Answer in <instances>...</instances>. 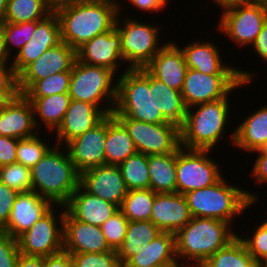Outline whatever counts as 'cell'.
<instances>
[{
	"instance_id": "cell-39",
	"label": "cell",
	"mask_w": 267,
	"mask_h": 267,
	"mask_svg": "<svg viewBox=\"0 0 267 267\" xmlns=\"http://www.w3.org/2000/svg\"><path fill=\"white\" fill-rule=\"evenodd\" d=\"M0 24L3 26L5 46L11 59V49H13V47H18L17 49L20 51L32 38L33 33L36 30V21H28L24 23L1 22Z\"/></svg>"
},
{
	"instance_id": "cell-11",
	"label": "cell",
	"mask_w": 267,
	"mask_h": 267,
	"mask_svg": "<svg viewBox=\"0 0 267 267\" xmlns=\"http://www.w3.org/2000/svg\"><path fill=\"white\" fill-rule=\"evenodd\" d=\"M127 129L137 152L147 156L173 153L180 146L179 128L172 123L151 124L116 117Z\"/></svg>"
},
{
	"instance_id": "cell-36",
	"label": "cell",
	"mask_w": 267,
	"mask_h": 267,
	"mask_svg": "<svg viewBox=\"0 0 267 267\" xmlns=\"http://www.w3.org/2000/svg\"><path fill=\"white\" fill-rule=\"evenodd\" d=\"M51 12L47 0H8L3 22L40 21Z\"/></svg>"
},
{
	"instance_id": "cell-6",
	"label": "cell",
	"mask_w": 267,
	"mask_h": 267,
	"mask_svg": "<svg viewBox=\"0 0 267 267\" xmlns=\"http://www.w3.org/2000/svg\"><path fill=\"white\" fill-rule=\"evenodd\" d=\"M116 81L115 117H127L151 124L169 123L155 106L154 88H149V72L145 68H127Z\"/></svg>"
},
{
	"instance_id": "cell-9",
	"label": "cell",
	"mask_w": 267,
	"mask_h": 267,
	"mask_svg": "<svg viewBox=\"0 0 267 267\" xmlns=\"http://www.w3.org/2000/svg\"><path fill=\"white\" fill-rule=\"evenodd\" d=\"M212 150L176 149V192L185 194L216 183L223 175L220 164L208 156ZM209 157V158H208Z\"/></svg>"
},
{
	"instance_id": "cell-54",
	"label": "cell",
	"mask_w": 267,
	"mask_h": 267,
	"mask_svg": "<svg viewBox=\"0 0 267 267\" xmlns=\"http://www.w3.org/2000/svg\"><path fill=\"white\" fill-rule=\"evenodd\" d=\"M90 0H47L48 6L51 11H56L59 8H62L71 4H78L82 2H87Z\"/></svg>"
},
{
	"instance_id": "cell-60",
	"label": "cell",
	"mask_w": 267,
	"mask_h": 267,
	"mask_svg": "<svg viewBox=\"0 0 267 267\" xmlns=\"http://www.w3.org/2000/svg\"><path fill=\"white\" fill-rule=\"evenodd\" d=\"M261 267H267V262L265 264H263Z\"/></svg>"
},
{
	"instance_id": "cell-19",
	"label": "cell",
	"mask_w": 267,
	"mask_h": 267,
	"mask_svg": "<svg viewBox=\"0 0 267 267\" xmlns=\"http://www.w3.org/2000/svg\"><path fill=\"white\" fill-rule=\"evenodd\" d=\"M63 250L69 253L113 251L99 226L75 219L66 209L63 219Z\"/></svg>"
},
{
	"instance_id": "cell-51",
	"label": "cell",
	"mask_w": 267,
	"mask_h": 267,
	"mask_svg": "<svg viewBox=\"0 0 267 267\" xmlns=\"http://www.w3.org/2000/svg\"><path fill=\"white\" fill-rule=\"evenodd\" d=\"M128 1L132 3L133 7H136L143 11H147L149 13L154 11L155 12L162 11V9H164L169 3L168 0H128Z\"/></svg>"
},
{
	"instance_id": "cell-12",
	"label": "cell",
	"mask_w": 267,
	"mask_h": 267,
	"mask_svg": "<svg viewBox=\"0 0 267 267\" xmlns=\"http://www.w3.org/2000/svg\"><path fill=\"white\" fill-rule=\"evenodd\" d=\"M61 209L59 218L55 215L58 211H55L53 207L29 230L17 238L20 253L45 257L63 250L65 206L62 205ZM57 219H60V221H57Z\"/></svg>"
},
{
	"instance_id": "cell-29",
	"label": "cell",
	"mask_w": 267,
	"mask_h": 267,
	"mask_svg": "<svg viewBox=\"0 0 267 267\" xmlns=\"http://www.w3.org/2000/svg\"><path fill=\"white\" fill-rule=\"evenodd\" d=\"M149 88H154V100L157 110H160L167 122L180 128L187 113V107L181 92L168 87L150 73Z\"/></svg>"
},
{
	"instance_id": "cell-50",
	"label": "cell",
	"mask_w": 267,
	"mask_h": 267,
	"mask_svg": "<svg viewBox=\"0 0 267 267\" xmlns=\"http://www.w3.org/2000/svg\"><path fill=\"white\" fill-rule=\"evenodd\" d=\"M44 267H73L71 253L62 250L44 257Z\"/></svg>"
},
{
	"instance_id": "cell-20",
	"label": "cell",
	"mask_w": 267,
	"mask_h": 267,
	"mask_svg": "<svg viewBox=\"0 0 267 267\" xmlns=\"http://www.w3.org/2000/svg\"><path fill=\"white\" fill-rule=\"evenodd\" d=\"M54 206L34 191L18 193L7 225L1 231L17 239Z\"/></svg>"
},
{
	"instance_id": "cell-17",
	"label": "cell",
	"mask_w": 267,
	"mask_h": 267,
	"mask_svg": "<svg viewBox=\"0 0 267 267\" xmlns=\"http://www.w3.org/2000/svg\"><path fill=\"white\" fill-rule=\"evenodd\" d=\"M200 42V43H199ZM194 41L180 48L185 56L187 68L196 70L207 75H239L242 82L249 84L253 80L251 71H244L235 67L226 65L221 59L219 47L210 40L201 43ZM226 65V66H225Z\"/></svg>"
},
{
	"instance_id": "cell-40",
	"label": "cell",
	"mask_w": 267,
	"mask_h": 267,
	"mask_svg": "<svg viewBox=\"0 0 267 267\" xmlns=\"http://www.w3.org/2000/svg\"><path fill=\"white\" fill-rule=\"evenodd\" d=\"M0 182L18 193L32 191L30 168L17 162L0 167Z\"/></svg>"
},
{
	"instance_id": "cell-38",
	"label": "cell",
	"mask_w": 267,
	"mask_h": 267,
	"mask_svg": "<svg viewBox=\"0 0 267 267\" xmlns=\"http://www.w3.org/2000/svg\"><path fill=\"white\" fill-rule=\"evenodd\" d=\"M71 70L49 75L36 81L23 95L25 97H47L69 92Z\"/></svg>"
},
{
	"instance_id": "cell-2",
	"label": "cell",
	"mask_w": 267,
	"mask_h": 267,
	"mask_svg": "<svg viewBox=\"0 0 267 267\" xmlns=\"http://www.w3.org/2000/svg\"><path fill=\"white\" fill-rule=\"evenodd\" d=\"M230 226V227H229ZM237 236L231 225L225 221L192 217L191 220L175 234L176 256L180 267H200L219 249L225 247ZM186 258L187 265L182 261ZM192 263V264H191Z\"/></svg>"
},
{
	"instance_id": "cell-34",
	"label": "cell",
	"mask_w": 267,
	"mask_h": 267,
	"mask_svg": "<svg viewBox=\"0 0 267 267\" xmlns=\"http://www.w3.org/2000/svg\"><path fill=\"white\" fill-rule=\"evenodd\" d=\"M200 267H261L249 254L237 235L225 247L209 257Z\"/></svg>"
},
{
	"instance_id": "cell-3",
	"label": "cell",
	"mask_w": 267,
	"mask_h": 267,
	"mask_svg": "<svg viewBox=\"0 0 267 267\" xmlns=\"http://www.w3.org/2000/svg\"><path fill=\"white\" fill-rule=\"evenodd\" d=\"M192 217L214 218L232 225L235 216L259 199L257 194L230 185L224 175L213 185L184 194Z\"/></svg>"
},
{
	"instance_id": "cell-61",
	"label": "cell",
	"mask_w": 267,
	"mask_h": 267,
	"mask_svg": "<svg viewBox=\"0 0 267 267\" xmlns=\"http://www.w3.org/2000/svg\"><path fill=\"white\" fill-rule=\"evenodd\" d=\"M164 267H180V266H164Z\"/></svg>"
},
{
	"instance_id": "cell-35",
	"label": "cell",
	"mask_w": 267,
	"mask_h": 267,
	"mask_svg": "<svg viewBox=\"0 0 267 267\" xmlns=\"http://www.w3.org/2000/svg\"><path fill=\"white\" fill-rule=\"evenodd\" d=\"M155 195L151 189L128 190L119 210L129 221H150Z\"/></svg>"
},
{
	"instance_id": "cell-57",
	"label": "cell",
	"mask_w": 267,
	"mask_h": 267,
	"mask_svg": "<svg viewBox=\"0 0 267 267\" xmlns=\"http://www.w3.org/2000/svg\"><path fill=\"white\" fill-rule=\"evenodd\" d=\"M212 1L215 4H217V6H220V8L222 7L223 10L236 6V5L250 2V0H212Z\"/></svg>"
},
{
	"instance_id": "cell-47",
	"label": "cell",
	"mask_w": 267,
	"mask_h": 267,
	"mask_svg": "<svg viewBox=\"0 0 267 267\" xmlns=\"http://www.w3.org/2000/svg\"><path fill=\"white\" fill-rule=\"evenodd\" d=\"M18 140L19 139L0 136V167L16 162Z\"/></svg>"
},
{
	"instance_id": "cell-13",
	"label": "cell",
	"mask_w": 267,
	"mask_h": 267,
	"mask_svg": "<svg viewBox=\"0 0 267 267\" xmlns=\"http://www.w3.org/2000/svg\"><path fill=\"white\" fill-rule=\"evenodd\" d=\"M244 85L239 75H207L188 68L181 94L187 108L200 104L217 101Z\"/></svg>"
},
{
	"instance_id": "cell-59",
	"label": "cell",
	"mask_w": 267,
	"mask_h": 267,
	"mask_svg": "<svg viewBox=\"0 0 267 267\" xmlns=\"http://www.w3.org/2000/svg\"><path fill=\"white\" fill-rule=\"evenodd\" d=\"M251 2H262L267 4V0H250Z\"/></svg>"
},
{
	"instance_id": "cell-28",
	"label": "cell",
	"mask_w": 267,
	"mask_h": 267,
	"mask_svg": "<svg viewBox=\"0 0 267 267\" xmlns=\"http://www.w3.org/2000/svg\"><path fill=\"white\" fill-rule=\"evenodd\" d=\"M229 136L232 145L247 152L267 148V106L243 119Z\"/></svg>"
},
{
	"instance_id": "cell-27",
	"label": "cell",
	"mask_w": 267,
	"mask_h": 267,
	"mask_svg": "<svg viewBox=\"0 0 267 267\" xmlns=\"http://www.w3.org/2000/svg\"><path fill=\"white\" fill-rule=\"evenodd\" d=\"M180 266L176 256L175 234L161 232L149 244L140 246L139 252L122 267Z\"/></svg>"
},
{
	"instance_id": "cell-30",
	"label": "cell",
	"mask_w": 267,
	"mask_h": 267,
	"mask_svg": "<svg viewBox=\"0 0 267 267\" xmlns=\"http://www.w3.org/2000/svg\"><path fill=\"white\" fill-rule=\"evenodd\" d=\"M106 164L119 166L137 152L124 125L113 115H107V135L104 145Z\"/></svg>"
},
{
	"instance_id": "cell-41",
	"label": "cell",
	"mask_w": 267,
	"mask_h": 267,
	"mask_svg": "<svg viewBox=\"0 0 267 267\" xmlns=\"http://www.w3.org/2000/svg\"><path fill=\"white\" fill-rule=\"evenodd\" d=\"M49 144L41 140L38 135L26 139H19L16 162L31 169L51 148Z\"/></svg>"
},
{
	"instance_id": "cell-10",
	"label": "cell",
	"mask_w": 267,
	"mask_h": 267,
	"mask_svg": "<svg viewBox=\"0 0 267 267\" xmlns=\"http://www.w3.org/2000/svg\"><path fill=\"white\" fill-rule=\"evenodd\" d=\"M222 11L219 31L238 46H252L267 20V4L250 1Z\"/></svg>"
},
{
	"instance_id": "cell-33",
	"label": "cell",
	"mask_w": 267,
	"mask_h": 267,
	"mask_svg": "<svg viewBox=\"0 0 267 267\" xmlns=\"http://www.w3.org/2000/svg\"><path fill=\"white\" fill-rule=\"evenodd\" d=\"M160 233L151 221H129L124 241L116 251L120 265L123 266L139 252L141 245L149 244Z\"/></svg>"
},
{
	"instance_id": "cell-42",
	"label": "cell",
	"mask_w": 267,
	"mask_h": 267,
	"mask_svg": "<svg viewBox=\"0 0 267 267\" xmlns=\"http://www.w3.org/2000/svg\"><path fill=\"white\" fill-rule=\"evenodd\" d=\"M128 224L129 220L120 210H118L100 226L101 231L112 250L117 251L121 246L126 236Z\"/></svg>"
},
{
	"instance_id": "cell-48",
	"label": "cell",
	"mask_w": 267,
	"mask_h": 267,
	"mask_svg": "<svg viewBox=\"0 0 267 267\" xmlns=\"http://www.w3.org/2000/svg\"><path fill=\"white\" fill-rule=\"evenodd\" d=\"M0 92H20L18 88V75L11 62L9 65H0Z\"/></svg>"
},
{
	"instance_id": "cell-37",
	"label": "cell",
	"mask_w": 267,
	"mask_h": 267,
	"mask_svg": "<svg viewBox=\"0 0 267 267\" xmlns=\"http://www.w3.org/2000/svg\"><path fill=\"white\" fill-rule=\"evenodd\" d=\"M119 168L128 190L149 189L150 176L147 155L136 152L124 160Z\"/></svg>"
},
{
	"instance_id": "cell-52",
	"label": "cell",
	"mask_w": 267,
	"mask_h": 267,
	"mask_svg": "<svg viewBox=\"0 0 267 267\" xmlns=\"http://www.w3.org/2000/svg\"><path fill=\"white\" fill-rule=\"evenodd\" d=\"M250 47L254 48L255 53L262 58V61H267V20L265 21L262 30L255 39L254 43Z\"/></svg>"
},
{
	"instance_id": "cell-45",
	"label": "cell",
	"mask_w": 267,
	"mask_h": 267,
	"mask_svg": "<svg viewBox=\"0 0 267 267\" xmlns=\"http://www.w3.org/2000/svg\"><path fill=\"white\" fill-rule=\"evenodd\" d=\"M19 254L17 239L0 231V267H17Z\"/></svg>"
},
{
	"instance_id": "cell-53",
	"label": "cell",
	"mask_w": 267,
	"mask_h": 267,
	"mask_svg": "<svg viewBox=\"0 0 267 267\" xmlns=\"http://www.w3.org/2000/svg\"><path fill=\"white\" fill-rule=\"evenodd\" d=\"M17 267H44V257L20 253L17 260Z\"/></svg>"
},
{
	"instance_id": "cell-23",
	"label": "cell",
	"mask_w": 267,
	"mask_h": 267,
	"mask_svg": "<svg viewBox=\"0 0 267 267\" xmlns=\"http://www.w3.org/2000/svg\"><path fill=\"white\" fill-rule=\"evenodd\" d=\"M192 216L183 194L156 193L150 221L161 232L176 234L183 228Z\"/></svg>"
},
{
	"instance_id": "cell-46",
	"label": "cell",
	"mask_w": 267,
	"mask_h": 267,
	"mask_svg": "<svg viewBox=\"0 0 267 267\" xmlns=\"http://www.w3.org/2000/svg\"><path fill=\"white\" fill-rule=\"evenodd\" d=\"M18 192L0 182V231L7 225Z\"/></svg>"
},
{
	"instance_id": "cell-43",
	"label": "cell",
	"mask_w": 267,
	"mask_h": 267,
	"mask_svg": "<svg viewBox=\"0 0 267 267\" xmlns=\"http://www.w3.org/2000/svg\"><path fill=\"white\" fill-rule=\"evenodd\" d=\"M73 267H122L116 251L71 253Z\"/></svg>"
},
{
	"instance_id": "cell-32",
	"label": "cell",
	"mask_w": 267,
	"mask_h": 267,
	"mask_svg": "<svg viewBox=\"0 0 267 267\" xmlns=\"http://www.w3.org/2000/svg\"><path fill=\"white\" fill-rule=\"evenodd\" d=\"M151 189L155 193L176 192V150L173 153L148 156Z\"/></svg>"
},
{
	"instance_id": "cell-44",
	"label": "cell",
	"mask_w": 267,
	"mask_h": 267,
	"mask_svg": "<svg viewBox=\"0 0 267 267\" xmlns=\"http://www.w3.org/2000/svg\"><path fill=\"white\" fill-rule=\"evenodd\" d=\"M252 237L243 238L237 234L245 244L249 254L262 266L267 262V219L255 228Z\"/></svg>"
},
{
	"instance_id": "cell-5",
	"label": "cell",
	"mask_w": 267,
	"mask_h": 267,
	"mask_svg": "<svg viewBox=\"0 0 267 267\" xmlns=\"http://www.w3.org/2000/svg\"><path fill=\"white\" fill-rule=\"evenodd\" d=\"M229 100L227 96L217 101L200 103L187 108L185 120L179 128L180 146L208 150L218 146L230 119Z\"/></svg>"
},
{
	"instance_id": "cell-16",
	"label": "cell",
	"mask_w": 267,
	"mask_h": 267,
	"mask_svg": "<svg viewBox=\"0 0 267 267\" xmlns=\"http://www.w3.org/2000/svg\"><path fill=\"white\" fill-rule=\"evenodd\" d=\"M62 42L61 27L57 14L52 11L44 19L36 21L32 38L20 51L13 54L12 66L19 75L29 64L38 59L49 48ZM15 55V56H14Z\"/></svg>"
},
{
	"instance_id": "cell-8",
	"label": "cell",
	"mask_w": 267,
	"mask_h": 267,
	"mask_svg": "<svg viewBox=\"0 0 267 267\" xmlns=\"http://www.w3.org/2000/svg\"><path fill=\"white\" fill-rule=\"evenodd\" d=\"M119 16L120 14L117 16L115 26L120 34L123 62L129 63V69L144 68L166 44L158 45L161 28L152 23L143 24L142 21L130 17L123 21Z\"/></svg>"
},
{
	"instance_id": "cell-55",
	"label": "cell",
	"mask_w": 267,
	"mask_h": 267,
	"mask_svg": "<svg viewBox=\"0 0 267 267\" xmlns=\"http://www.w3.org/2000/svg\"><path fill=\"white\" fill-rule=\"evenodd\" d=\"M9 55L6 50L5 46V37L3 32V26L0 24V65L8 64L9 61Z\"/></svg>"
},
{
	"instance_id": "cell-21",
	"label": "cell",
	"mask_w": 267,
	"mask_h": 267,
	"mask_svg": "<svg viewBox=\"0 0 267 267\" xmlns=\"http://www.w3.org/2000/svg\"><path fill=\"white\" fill-rule=\"evenodd\" d=\"M76 56L82 63L111 69L115 73L119 71L117 69L120 63L122 65L124 63L121 56L120 34L116 26L89 40L76 51Z\"/></svg>"
},
{
	"instance_id": "cell-7",
	"label": "cell",
	"mask_w": 267,
	"mask_h": 267,
	"mask_svg": "<svg viewBox=\"0 0 267 267\" xmlns=\"http://www.w3.org/2000/svg\"><path fill=\"white\" fill-rule=\"evenodd\" d=\"M114 80L115 72L111 69L89 65L76 59L71 69L68 93L71 100L90 103L110 115L113 114L117 97V82Z\"/></svg>"
},
{
	"instance_id": "cell-22",
	"label": "cell",
	"mask_w": 267,
	"mask_h": 267,
	"mask_svg": "<svg viewBox=\"0 0 267 267\" xmlns=\"http://www.w3.org/2000/svg\"><path fill=\"white\" fill-rule=\"evenodd\" d=\"M178 46L174 41L167 42L144 68L168 87L181 92L188 68Z\"/></svg>"
},
{
	"instance_id": "cell-31",
	"label": "cell",
	"mask_w": 267,
	"mask_h": 267,
	"mask_svg": "<svg viewBox=\"0 0 267 267\" xmlns=\"http://www.w3.org/2000/svg\"><path fill=\"white\" fill-rule=\"evenodd\" d=\"M26 98L32 103L36 128L42 122L51 133L55 132L62 123L64 114L71 102L69 93Z\"/></svg>"
},
{
	"instance_id": "cell-15",
	"label": "cell",
	"mask_w": 267,
	"mask_h": 267,
	"mask_svg": "<svg viewBox=\"0 0 267 267\" xmlns=\"http://www.w3.org/2000/svg\"><path fill=\"white\" fill-rule=\"evenodd\" d=\"M107 135V116L94 128L79 135L64 146L79 174L106 164L104 145Z\"/></svg>"
},
{
	"instance_id": "cell-49",
	"label": "cell",
	"mask_w": 267,
	"mask_h": 267,
	"mask_svg": "<svg viewBox=\"0 0 267 267\" xmlns=\"http://www.w3.org/2000/svg\"><path fill=\"white\" fill-rule=\"evenodd\" d=\"M253 152H256V155L258 157L256 158L250 176L258 184L264 182L267 183V148H262Z\"/></svg>"
},
{
	"instance_id": "cell-1",
	"label": "cell",
	"mask_w": 267,
	"mask_h": 267,
	"mask_svg": "<svg viewBox=\"0 0 267 267\" xmlns=\"http://www.w3.org/2000/svg\"><path fill=\"white\" fill-rule=\"evenodd\" d=\"M120 5L115 0H90L57 9L62 41L77 51L95 36L112 30L123 9Z\"/></svg>"
},
{
	"instance_id": "cell-58",
	"label": "cell",
	"mask_w": 267,
	"mask_h": 267,
	"mask_svg": "<svg viewBox=\"0 0 267 267\" xmlns=\"http://www.w3.org/2000/svg\"><path fill=\"white\" fill-rule=\"evenodd\" d=\"M7 3L8 0H0V23L3 22V19L5 17L7 11Z\"/></svg>"
},
{
	"instance_id": "cell-25",
	"label": "cell",
	"mask_w": 267,
	"mask_h": 267,
	"mask_svg": "<svg viewBox=\"0 0 267 267\" xmlns=\"http://www.w3.org/2000/svg\"><path fill=\"white\" fill-rule=\"evenodd\" d=\"M35 129L32 103L23 94H19L0 112V136L26 139L38 134L39 129Z\"/></svg>"
},
{
	"instance_id": "cell-18",
	"label": "cell",
	"mask_w": 267,
	"mask_h": 267,
	"mask_svg": "<svg viewBox=\"0 0 267 267\" xmlns=\"http://www.w3.org/2000/svg\"><path fill=\"white\" fill-rule=\"evenodd\" d=\"M79 185L89 194L120 207L128 188L119 166L104 164L80 174Z\"/></svg>"
},
{
	"instance_id": "cell-4",
	"label": "cell",
	"mask_w": 267,
	"mask_h": 267,
	"mask_svg": "<svg viewBox=\"0 0 267 267\" xmlns=\"http://www.w3.org/2000/svg\"><path fill=\"white\" fill-rule=\"evenodd\" d=\"M59 147V148H57ZM55 144L30 170L32 191L53 204L65 205L79 186L80 174L66 151Z\"/></svg>"
},
{
	"instance_id": "cell-26",
	"label": "cell",
	"mask_w": 267,
	"mask_h": 267,
	"mask_svg": "<svg viewBox=\"0 0 267 267\" xmlns=\"http://www.w3.org/2000/svg\"><path fill=\"white\" fill-rule=\"evenodd\" d=\"M64 206L75 219L99 227L119 210L117 205L89 194L80 185Z\"/></svg>"
},
{
	"instance_id": "cell-14",
	"label": "cell",
	"mask_w": 267,
	"mask_h": 267,
	"mask_svg": "<svg viewBox=\"0 0 267 267\" xmlns=\"http://www.w3.org/2000/svg\"><path fill=\"white\" fill-rule=\"evenodd\" d=\"M76 59V51L63 41L49 48L18 75L20 94H24L40 79L71 70Z\"/></svg>"
},
{
	"instance_id": "cell-24",
	"label": "cell",
	"mask_w": 267,
	"mask_h": 267,
	"mask_svg": "<svg viewBox=\"0 0 267 267\" xmlns=\"http://www.w3.org/2000/svg\"><path fill=\"white\" fill-rule=\"evenodd\" d=\"M106 116L97 106L83 101L71 100L62 123L55 131L56 144L65 145L73 138L94 128Z\"/></svg>"
},
{
	"instance_id": "cell-56",
	"label": "cell",
	"mask_w": 267,
	"mask_h": 267,
	"mask_svg": "<svg viewBox=\"0 0 267 267\" xmlns=\"http://www.w3.org/2000/svg\"><path fill=\"white\" fill-rule=\"evenodd\" d=\"M19 94L20 92H0V112Z\"/></svg>"
}]
</instances>
